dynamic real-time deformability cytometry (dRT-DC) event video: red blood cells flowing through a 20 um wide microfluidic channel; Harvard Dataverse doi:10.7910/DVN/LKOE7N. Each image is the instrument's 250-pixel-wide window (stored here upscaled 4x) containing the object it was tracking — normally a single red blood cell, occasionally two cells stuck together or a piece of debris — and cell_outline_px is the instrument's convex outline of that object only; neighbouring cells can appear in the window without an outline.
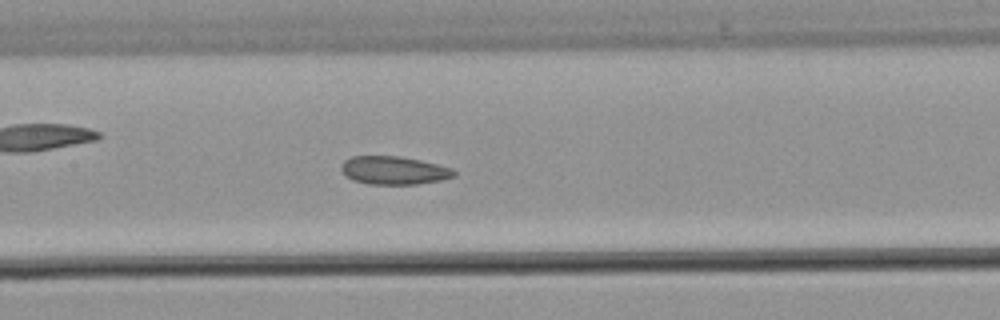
{"species": "common noctule bat (a hibernating species)", "species_latin": "Nyctalus noctula", "temperature_condition": "warm", "stored_images_in_passage": 45, "camera_frame_rate_fps": 3000, "um_per_image_px": 0.085, "animal": {"sex": "male", "body_mass_g": 21.5, "forearm_length_mm": 52.0}, "frame": {"image": 1, "passage_image": 20, "time_ms": 6.333, "image_size_px": [1000, 320], "cell_outline_px": [[456, 176], [440, 180], [416, 184], [368, 184], [352, 180], [344, 176], [340, 168], [344, 160], [352, 156], [396, 156], [420, 160], [452, 168], [456, 172]], "centroid_in_image_um": [33.44, 14.48], "position_along_channel_um": 174.0, "area_um2": 18.55}}